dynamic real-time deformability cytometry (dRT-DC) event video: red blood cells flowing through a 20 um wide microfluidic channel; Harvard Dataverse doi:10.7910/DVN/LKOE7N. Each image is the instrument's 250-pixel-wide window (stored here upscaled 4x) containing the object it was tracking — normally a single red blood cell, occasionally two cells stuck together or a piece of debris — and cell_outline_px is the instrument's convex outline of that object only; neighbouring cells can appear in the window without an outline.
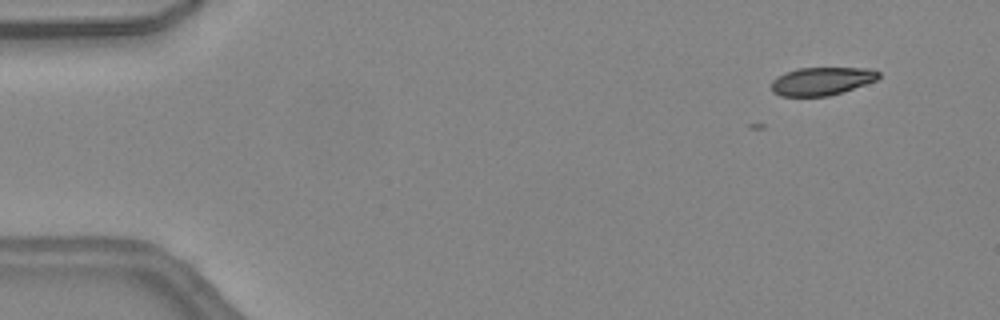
{"species": "common noctule bat (a hibernating species)", "species_latin": "Nyctalus noctula", "temperature_condition": "warm", "stored_images_in_passage": 5, "camera_frame_rate_fps": 3000, "um_per_image_px": 0.085, "animal": {"sex": "female", "body_mass_g": 24.6, "forearm_length_mm": 56.2}, "frame": {"image": 1, "passage_image": 1, "time_ms": 0.0, "image_size_px": [1000, 320], "cell_outline_px": [[880, 76], [876, 80], [828, 96], [780, 96], [772, 92], [772, 80], [776, 76], [784, 72], [800, 68], [872, 68], [880, 72]], "centroid_in_image_um": [69.81, 6.89], "position_along_channel_um": 15.2, "area_um2": 17.46}}